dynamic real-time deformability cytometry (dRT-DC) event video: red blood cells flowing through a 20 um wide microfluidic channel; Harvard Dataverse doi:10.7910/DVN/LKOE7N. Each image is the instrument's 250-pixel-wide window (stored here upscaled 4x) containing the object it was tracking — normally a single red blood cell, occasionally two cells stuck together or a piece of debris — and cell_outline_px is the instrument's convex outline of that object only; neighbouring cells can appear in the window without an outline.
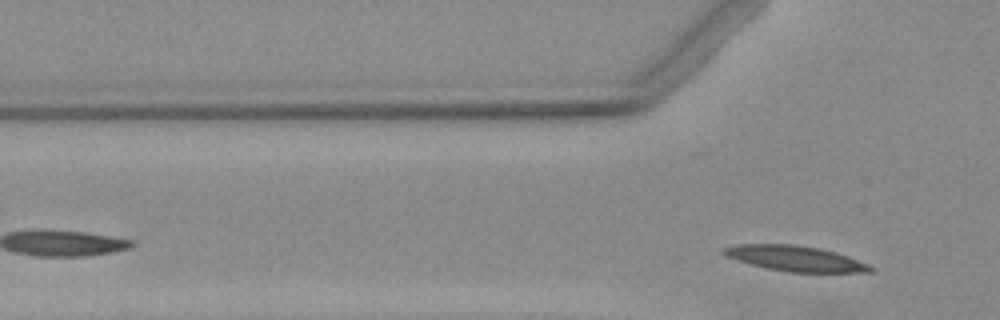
{"species": "Egyptian fruit bat (a non-hibernating species)", "species_latin": "Rousettus aegyptiacus", "temperature_condition": "warm", "stored_images_in_passage": 3, "camera_frame_rate_fps": 3000, "um_per_image_px": 0.085, "animal": {"sex": "female"}, "frame": {"image": 1, "passage_image": 3, "time_ms": 2.667, "image_size_px": [1000, 320], "cell_outline_px": [[876, 268], [872, 272], [788, 272], [768, 268], [736, 260], [724, 256], [720, 252], [720, 248], [740, 244], [792, 244], [820, 248], [836, 252], [868, 264]], "centroid_in_image_um": [67.57, 21.96], "position_along_channel_um": 58.2, "area_um2": 21.73}}